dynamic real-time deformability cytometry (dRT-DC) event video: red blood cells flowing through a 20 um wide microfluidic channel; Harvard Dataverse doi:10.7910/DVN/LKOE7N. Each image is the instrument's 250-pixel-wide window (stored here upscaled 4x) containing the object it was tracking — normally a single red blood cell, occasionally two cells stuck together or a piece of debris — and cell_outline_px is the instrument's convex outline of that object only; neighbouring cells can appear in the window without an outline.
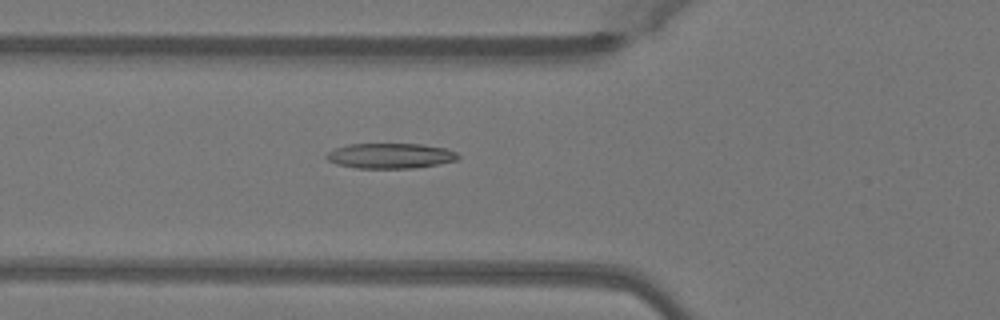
{"species": "Egyptian fruit bat (a non-hibernating species)", "species_latin": "Rousettus aegyptiacus", "temperature_condition": "warm", "stored_images_in_passage": 36, "camera_frame_rate_fps": 3000, "um_per_image_px": 0.085, "animal": {"sex": "female"}, "frame": {"image": 1, "passage_image": 4, "time_ms": 1.0, "image_size_px": [1000, 320], "cell_outline_px": [[460, 156], [456, 160], [436, 164], [412, 168], [356, 168], [336, 164], [328, 160], [324, 156], [328, 152], [336, 148], [348, 144], [420, 144], [444, 148], [456, 152]], "centroid_in_image_um": [33.14, 13.24], "position_along_channel_um": 92.7, "area_um2": 19.19}}
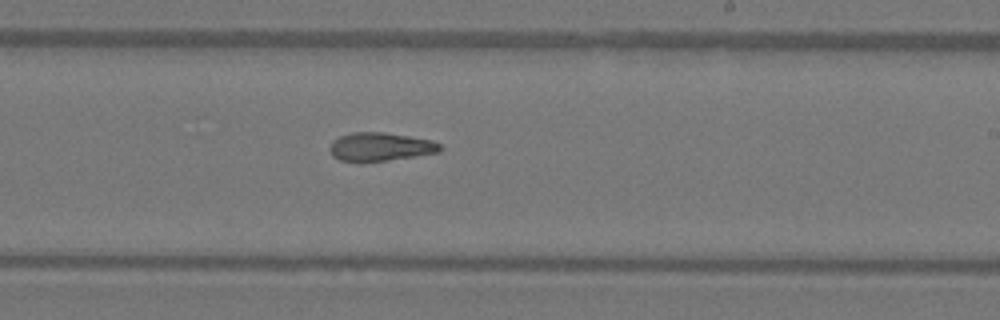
{"frame": {"image": 2, "passage_image": 16, "time_ms": 5.0, "image_size_px": [1000, 320], "cell_outline_px": [[444, 148], [440, 152], [388, 160], [340, 160], [332, 156], [328, 148], [332, 140], [340, 136], [352, 132], [384, 132], [432, 140], [440, 144]], "centroid_in_image_um": [32.33, 12.45], "position_along_channel_um": 256.7, "area_um2": 18.09}}
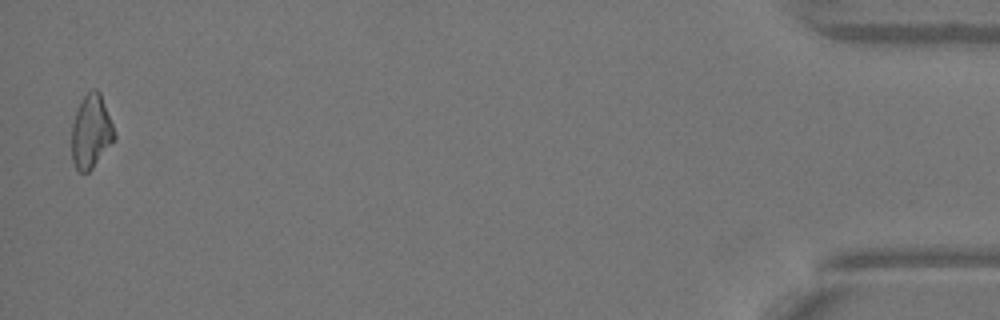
{"frame": {"image": 3, "passage_image": 35, "time_ms": 11.333, "image_size_px": [1000, 320], "cell_outline_px": [[116, 140], [92, 168], [88, 172], [80, 172], [76, 168], [72, 160], [72, 124], [76, 112], [84, 96], [92, 88], [96, 88], [100, 92], [116, 132]], "centroid_in_image_um": [7.77, 11.19], "position_along_channel_um": 427.4, "area_um2": 18.38}, "authors_computed_cell_mechanics": {"area_um2": 18.5249, "velocity_mm_per_s": 4.0929, "shape_relaxation_time_tau1_ms": null, "shape_relaxation_time_tau2_ms": 5.2064, "deformation_change_tau1": null, "deformation_change_tau2": 0.147}}